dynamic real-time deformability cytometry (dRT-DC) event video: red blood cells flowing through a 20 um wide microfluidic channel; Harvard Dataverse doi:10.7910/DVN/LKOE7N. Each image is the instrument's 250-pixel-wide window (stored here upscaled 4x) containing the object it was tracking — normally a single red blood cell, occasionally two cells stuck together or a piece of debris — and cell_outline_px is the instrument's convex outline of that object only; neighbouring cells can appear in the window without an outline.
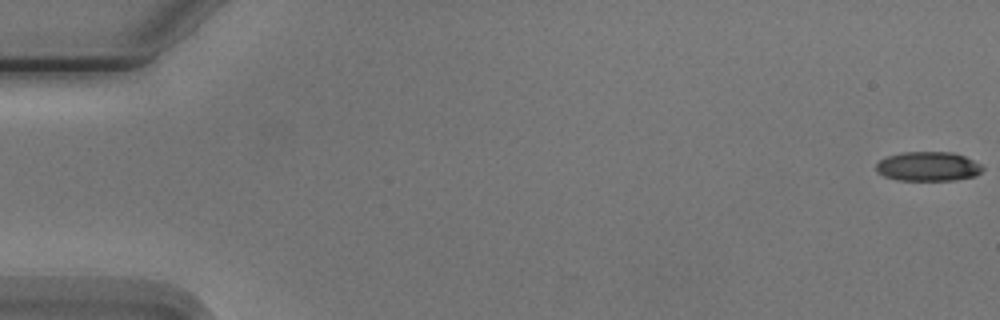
{"species": "Egyptian fruit bat (a non-hibernating species)", "species_latin": "Rousettus aegyptiacus", "temperature_condition": "cold", "stored_images_in_passage": 5, "camera_frame_rate_fps": 3000, "um_per_image_px": 0.085, "animal": {"sex": "male"}, "frame": {"image": 1, "passage_image": 1, "time_ms": 0.0, "image_size_px": [1000, 320], "cell_outline_px": [[984, 168], [976, 176], [952, 180], [896, 180], [884, 176], [876, 172], [876, 164], [880, 160], [888, 156], [904, 152], [952, 152], [964, 156], [980, 164]], "centroid_in_image_um": [78.87, 14.15], "position_along_channel_um": 6.1, "area_um2": 18.15}}
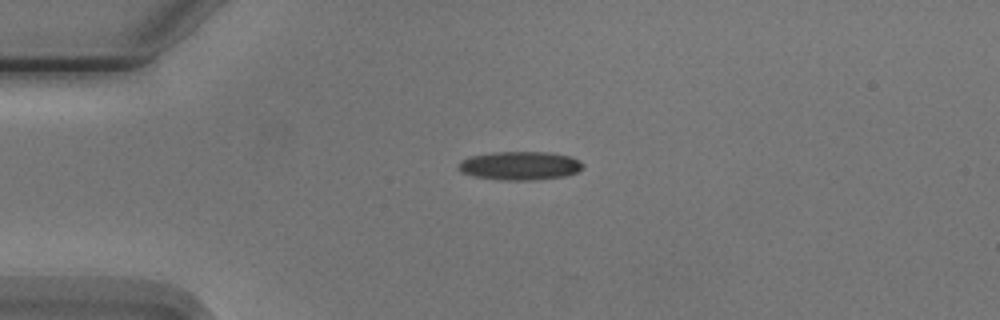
{"frame": {"image": 2, "passage_image": 4, "time_ms": 4.333, "image_size_px": [1000, 320], "cell_outline_px": [[584, 168], [576, 172], [564, 176], [532, 180], [508, 180], [476, 176], [460, 172], [456, 168], [460, 160], [472, 156], [492, 152], [552, 152], [572, 156], [580, 160], [584, 164]], "centroid_in_image_um": [44.22, 14.07], "position_along_channel_um": 40.8, "area_um2": 20.81}}